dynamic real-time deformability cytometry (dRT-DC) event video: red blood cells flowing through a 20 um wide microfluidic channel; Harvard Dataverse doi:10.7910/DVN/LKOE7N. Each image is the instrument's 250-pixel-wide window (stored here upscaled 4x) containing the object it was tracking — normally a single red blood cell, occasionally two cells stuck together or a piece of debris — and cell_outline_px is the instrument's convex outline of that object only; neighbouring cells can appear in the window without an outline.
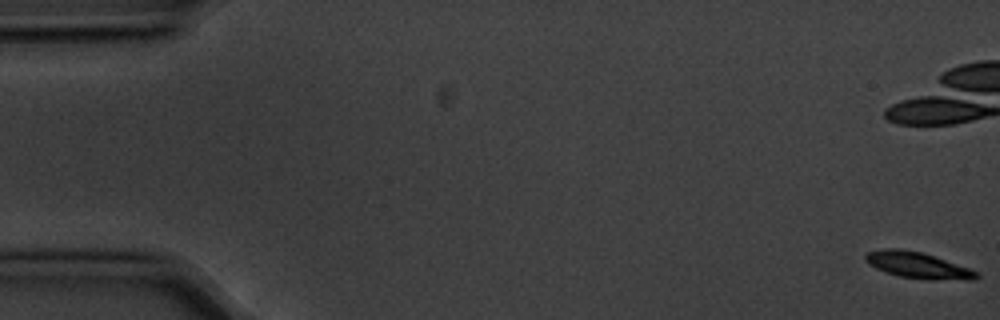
{"species": "common noctule bat (a hibernating species)", "species_latin": "Nyctalus noctula", "temperature_condition": "cold", "stored_images_in_passage": 10, "camera_frame_rate_fps": 3000, "um_per_image_px": 0.085, "animal": {"sex": "male", "body_mass_g": 20.1, "forearm_length_mm": 53.5}, "frame": {"image": 1, "passage_image": 1, "time_ms": 0.0, "image_size_px": [1000, 320], "cell_outline_px": [[980, 276], [976, 280], [968, 280], [900, 276], [876, 268], [868, 264], [864, 260], [864, 256], [868, 252], [884, 248], [896, 248], [920, 252], [968, 268], [976, 272]], "centroid_in_image_um": [77.95, 22.52], "position_along_channel_um": 7.0, "area_um2": 16.13}}
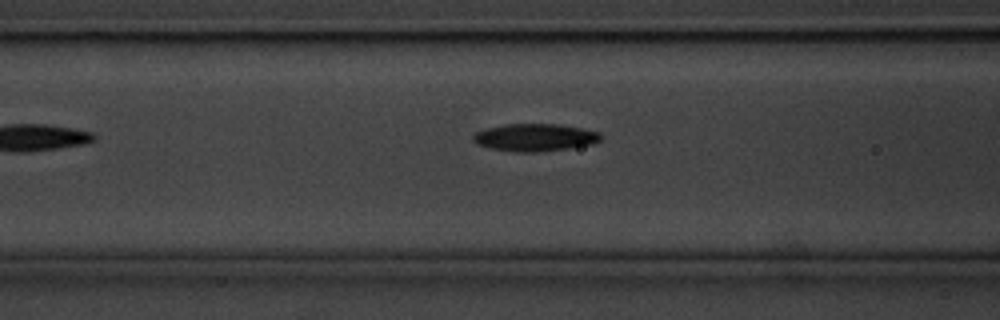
{"frame": {"image": 2, "passage_image": 9, "time_ms": 2.667, "image_size_px": [1000, 320], "cell_outline_px": [[600, 140], [592, 144], [568, 148], [536, 152], [516, 152], [488, 148], [476, 144], [472, 140], [472, 136], [476, 132], [488, 128], [504, 124], [560, 124], [600, 132]], "centroid_in_image_um": [45.43, 11.68], "position_along_channel_um": 121.2, "area_um2": 20.4}}